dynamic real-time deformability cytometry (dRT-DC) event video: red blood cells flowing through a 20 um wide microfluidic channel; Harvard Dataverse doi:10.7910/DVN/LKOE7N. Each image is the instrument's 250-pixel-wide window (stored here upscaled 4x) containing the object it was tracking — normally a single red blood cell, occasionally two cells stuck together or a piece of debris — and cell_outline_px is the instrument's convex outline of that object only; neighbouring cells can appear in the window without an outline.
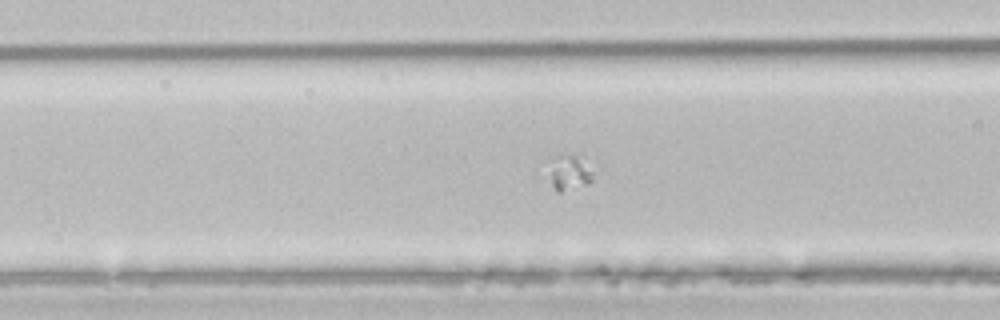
{"species": "common noctule bat (a hibernating species)", "species_latin": "Nyctalus noctula", "temperature_condition": "room temperature", "stored_images_in_passage": 54, "segment_of_instrument_passage": [2, 2], "camera_frame_rate_fps": 3000, "um_per_image_px": 0.085, "animal": {"sex": "male", "body_mass_g": 21.5, "forearm_length_mm": 52.0}, "frame": {"image": 1, "passage_image": 22, "time_ms": 7.0, "image_size_px": [1000, 320], "cell_outline_px": [[600, 164], [592, 180], [588, 184], [560, 192], [552, 184], [552, 172], [556, 156], [560, 152], [572, 152], [596, 156]], "centroid_in_image_um": [48.75, 14.48], "position_along_channel_um": 117.8, "area_um2": 10.4}}
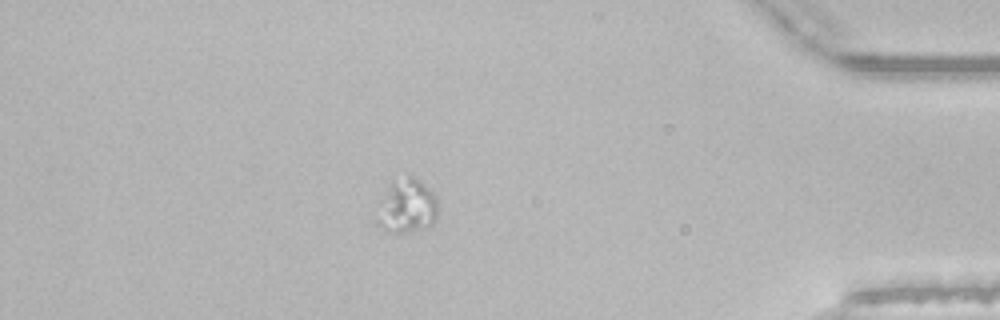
{"frame": {"image": 2, "passage_image": 47, "time_ms": 15.333, "image_size_px": [1000, 320], "cell_outline_px": [[440, 200], [436, 220], [432, 228], [408, 232], [384, 232], [380, 228], [380, 224], [392, 180], [412, 172], [432, 188]], "centroid_in_image_um": [34.83, 17.49], "position_along_channel_um": 400.4, "area_um2": 19.13}}
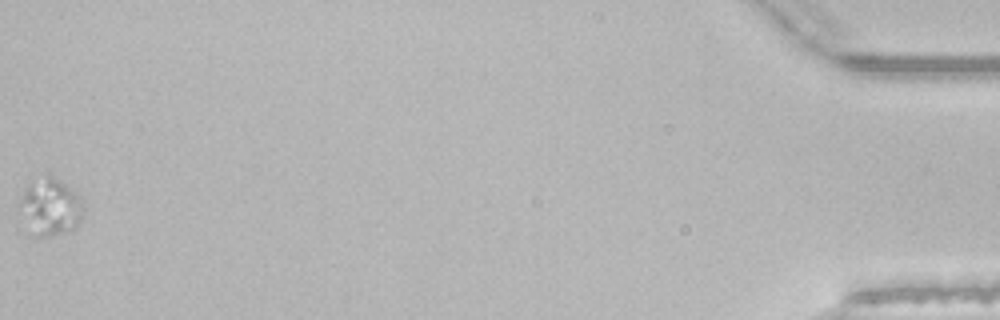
{"frame": {"image": 3, "passage_image": 54, "time_ms": 17.667, "image_size_px": [1000, 320], "cell_outline_px": [[84, 216], [76, 228], [40, 240], [36, 240], [28, 236], [20, 204], [20, 200], [24, 192], [32, 184], [48, 176], [52, 176], [76, 192], [84, 200]], "centroid_in_image_um": [4.32, 17.73], "position_along_channel_um": 430.9, "area_um2": 21.44}}